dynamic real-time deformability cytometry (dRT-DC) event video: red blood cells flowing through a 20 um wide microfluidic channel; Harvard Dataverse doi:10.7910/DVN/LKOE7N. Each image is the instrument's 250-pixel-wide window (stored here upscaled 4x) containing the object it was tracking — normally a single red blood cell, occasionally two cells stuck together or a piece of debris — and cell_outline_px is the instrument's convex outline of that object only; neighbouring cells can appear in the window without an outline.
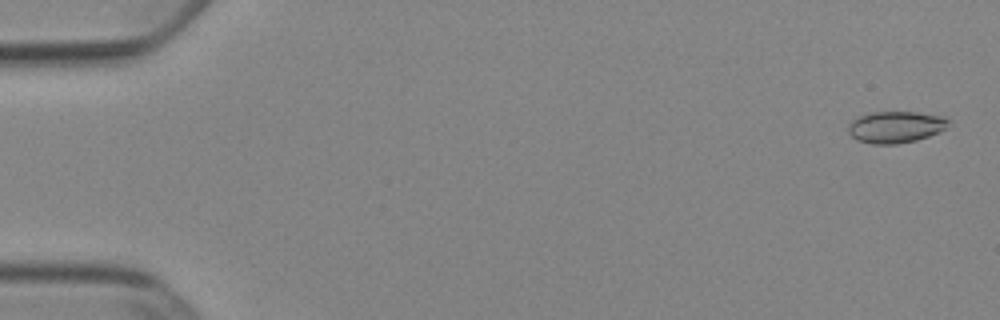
{"species": "Egyptian fruit bat (a non-hibernating species)", "species_latin": "Rousettus aegyptiacus", "temperature_condition": "cold", "stored_images_in_passage": 54, "segment_of_instrument_passage": [1, 2], "camera_frame_rate_fps": 3000, "um_per_image_px": 0.085, "animal": {"sex": "female"}, "frame": {"image": 1, "passage_image": 2, "time_ms": 0.333, "image_size_px": [1000, 320], "cell_outline_px": [[952, 120], [940, 132], [916, 140], [896, 144], [872, 144], [856, 140], [848, 132], [848, 124], [852, 120], [860, 116], [872, 112], [916, 112], [944, 116]], "centroid_in_image_um": [76.13, 10.79], "position_along_channel_um": 8.9, "area_um2": 18.55}}
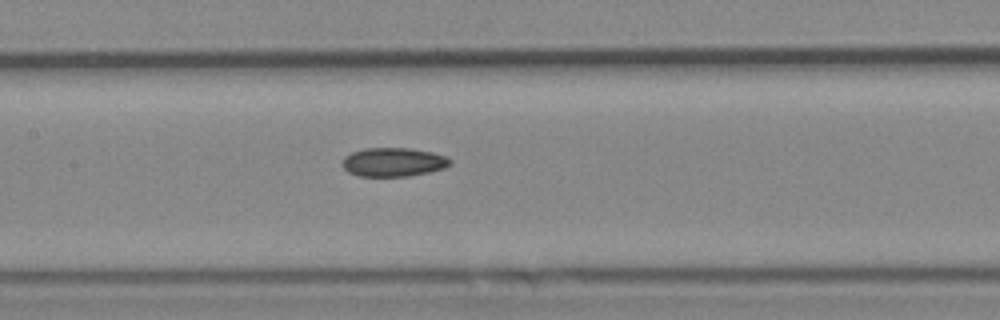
{"frame": {"image": 2, "passage_image": 26, "time_ms": 8.333, "image_size_px": [1000, 320], "cell_outline_px": [[452, 164], [444, 168], [428, 172], [408, 176], [360, 176], [348, 172], [344, 168], [344, 156], [352, 152], [364, 148], [412, 148], [432, 152], [444, 156], [452, 160]], "centroid_in_image_um": [33.46, 13.77], "position_along_channel_um": 173.9, "area_um2": 18.03}}
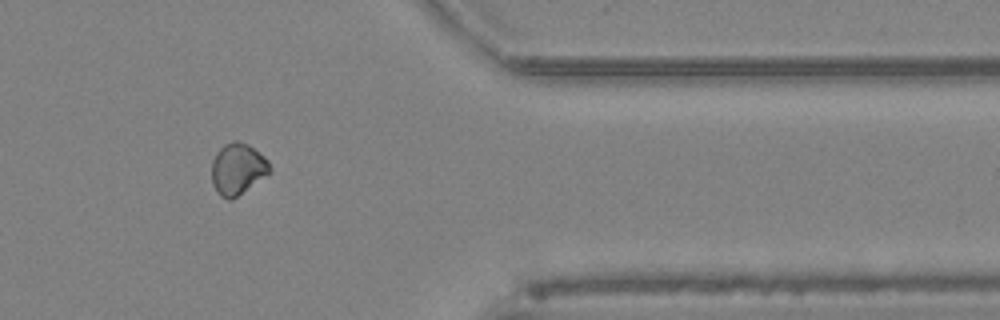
{"frame": {"image": 3, "passage_image": 44, "time_ms": 14.333, "image_size_px": [1000, 320], "cell_outline_px": [[272, 172], [236, 196], [228, 200], [220, 196], [216, 192], [212, 184], [212, 160], [216, 152], [224, 144], [232, 140], [236, 140], [248, 144], [264, 156], [268, 160], [272, 168]], "centroid_in_image_um": [20.2, 14.34], "position_along_channel_um": 391.2, "area_um2": 17.51}}